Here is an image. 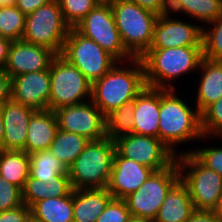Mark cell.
I'll return each mask as SVG.
<instances>
[{"label":"cell","instance_id":"cell-1","mask_svg":"<svg viewBox=\"0 0 222 222\" xmlns=\"http://www.w3.org/2000/svg\"><path fill=\"white\" fill-rule=\"evenodd\" d=\"M131 61L135 67H116L115 64L104 76L92 83L90 100L105 116L133 101L147 87L141 59L134 58Z\"/></svg>","mask_w":222,"mask_h":222},{"label":"cell","instance_id":"cell-2","mask_svg":"<svg viewBox=\"0 0 222 222\" xmlns=\"http://www.w3.org/2000/svg\"><path fill=\"white\" fill-rule=\"evenodd\" d=\"M202 58V46L149 49L140 58L146 85L151 88L175 89L169 82L199 68Z\"/></svg>","mask_w":222,"mask_h":222},{"label":"cell","instance_id":"cell-3","mask_svg":"<svg viewBox=\"0 0 222 222\" xmlns=\"http://www.w3.org/2000/svg\"><path fill=\"white\" fill-rule=\"evenodd\" d=\"M177 97L175 89H160L159 139L175 154V145L204 138L201 114Z\"/></svg>","mask_w":222,"mask_h":222},{"label":"cell","instance_id":"cell-4","mask_svg":"<svg viewBox=\"0 0 222 222\" xmlns=\"http://www.w3.org/2000/svg\"><path fill=\"white\" fill-rule=\"evenodd\" d=\"M115 152L109 137L90 141L68 169L72 189L107 188Z\"/></svg>","mask_w":222,"mask_h":222},{"label":"cell","instance_id":"cell-5","mask_svg":"<svg viewBox=\"0 0 222 222\" xmlns=\"http://www.w3.org/2000/svg\"><path fill=\"white\" fill-rule=\"evenodd\" d=\"M111 7L125 49L141 58L151 46L157 14L131 0H115Z\"/></svg>","mask_w":222,"mask_h":222},{"label":"cell","instance_id":"cell-6","mask_svg":"<svg viewBox=\"0 0 222 222\" xmlns=\"http://www.w3.org/2000/svg\"><path fill=\"white\" fill-rule=\"evenodd\" d=\"M176 157L180 180L188 187L196 211H213L222 193V176L206 168L191 153ZM188 172L184 174L185 171Z\"/></svg>","mask_w":222,"mask_h":222},{"label":"cell","instance_id":"cell-7","mask_svg":"<svg viewBox=\"0 0 222 222\" xmlns=\"http://www.w3.org/2000/svg\"><path fill=\"white\" fill-rule=\"evenodd\" d=\"M70 26L65 22L58 0L39 7L26 15L23 41L61 54Z\"/></svg>","mask_w":222,"mask_h":222},{"label":"cell","instance_id":"cell-8","mask_svg":"<svg viewBox=\"0 0 222 222\" xmlns=\"http://www.w3.org/2000/svg\"><path fill=\"white\" fill-rule=\"evenodd\" d=\"M49 73V110L55 111L65 106L84 103L86 96L91 98L92 83L61 54H56L52 59Z\"/></svg>","mask_w":222,"mask_h":222},{"label":"cell","instance_id":"cell-9","mask_svg":"<svg viewBox=\"0 0 222 222\" xmlns=\"http://www.w3.org/2000/svg\"><path fill=\"white\" fill-rule=\"evenodd\" d=\"M179 180L177 160L163 170L154 171L134 193L123 199L132 217L154 220L167 193Z\"/></svg>","mask_w":222,"mask_h":222},{"label":"cell","instance_id":"cell-10","mask_svg":"<svg viewBox=\"0 0 222 222\" xmlns=\"http://www.w3.org/2000/svg\"><path fill=\"white\" fill-rule=\"evenodd\" d=\"M61 55L91 82L104 76L118 61L95 41L70 28Z\"/></svg>","mask_w":222,"mask_h":222},{"label":"cell","instance_id":"cell-11","mask_svg":"<svg viewBox=\"0 0 222 222\" xmlns=\"http://www.w3.org/2000/svg\"><path fill=\"white\" fill-rule=\"evenodd\" d=\"M74 29L95 41L118 62H124V58L129 61L134 59L122 42L111 5L97 4Z\"/></svg>","mask_w":222,"mask_h":222},{"label":"cell","instance_id":"cell-12","mask_svg":"<svg viewBox=\"0 0 222 222\" xmlns=\"http://www.w3.org/2000/svg\"><path fill=\"white\" fill-rule=\"evenodd\" d=\"M116 151L154 171L169 167L176 155L159 139L152 136L125 134L114 139Z\"/></svg>","mask_w":222,"mask_h":222},{"label":"cell","instance_id":"cell-13","mask_svg":"<svg viewBox=\"0 0 222 222\" xmlns=\"http://www.w3.org/2000/svg\"><path fill=\"white\" fill-rule=\"evenodd\" d=\"M87 101L56 109L58 129L83 135L90 141L102 140L107 137L105 115L91 100Z\"/></svg>","mask_w":222,"mask_h":222},{"label":"cell","instance_id":"cell-14","mask_svg":"<svg viewBox=\"0 0 222 222\" xmlns=\"http://www.w3.org/2000/svg\"><path fill=\"white\" fill-rule=\"evenodd\" d=\"M11 99L36 111L49 110L51 80L49 68L11 78Z\"/></svg>","mask_w":222,"mask_h":222},{"label":"cell","instance_id":"cell-15","mask_svg":"<svg viewBox=\"0 0 222 222\" xmlns=\"http://www.w3.org/2000/svg\"><path fill=\"white\" fill-rule=\"evenodd\" d=\"M55 55L51 49L40 45L23 40L12 41L4 69L11 78L29 72L47 70Z\"/></svg>","mask_w":222,"mask_h":222},{"label":"cell","instance_id":"cell-16","mask_svg":"<svg viewBox=\"0 0 222 222\" xmlns=\"http://www.w3.org/2000/svg\"><path fill=\"white\" fill-rule=\"evenodd\" d=\"M202 46V27L177 19L157 17L149 49Z\"/></svg>","mask_w":222,"mask_h":222},{"label":"cell","instance_id":"cell-17","mask_svg":"<svg viewBox=\"0 0 222 222\" xmlns=\"http://www.w3.org/2000/svg\"><path fill=\"white\" fill-rule=\"evenodd\" d=\"M153 172V169L126 159L116 151L107 189L114 199H124L134 193Z\"/></svg>","mask_w":222,"mask_h":222},{"label":"cell","instance_id":"cell-18","mask_svg":"<svg viewBox=\"0 0 222 222\" xmlns=\"http://www.w3.org/2000/svg\"><path fill=\"white\" fill-rule=\"evenodd\" d=\"M5 150L26 151L27 128L36 110L8 100L2 107Z\"/></svg>","mask_w":222,"mask_h":222},{"label":"cell","instance_id":"cell-19","mask_svg":"<svg viewBox=\"0 0 222 222\" xmlns=\"http://www.w3.org/2000/svg\"><path fill=\"white\" fill-rule=\"evenodd\" d=\"M160 88L146 87L134 99V134L159 138Z\"/></svg>","mask_w":222,"mask_h":222},{"label":"cell","instance_id":"cell-20","mask_svg":"<svg viewBox=\"0 0 222 222\" xmlns=\"http://www.w3.org/2000/svg\"><path fill=\"white\" fill-rule=\"evenodd\" d=\"M112 199L107 188L73 189L74 222H96Z\"/></svg>","mask_w":222,"mask_h":222},{"label":"cell","instance_id":"cell-21","mask_svg":"<svg viewBox=\"0 0 222 222\" xmlns=\"http://www.w3.org/2000/svg\"><path fill=\"white\" fill-rule=\"evenodd\" d=\"M58 131V122L52 110L36 111L27 128L26 152L30 155L49 150Z\"/></svg>","mask_w":222,"mask_h":222},{"label":"cell","instance_id":"cell-22","mask_svg":"<svg viewBox=\"0 0 222 222\" xmlns=\"http://www.w3.org/2000/svg\"><path fill=\"white\" fill-rule=\"evenodd\" d=\"M194 212L188 187L179 180L167 193L154 222H187Z\"/></svg>","mask_w":222,"mask_h":222},{"label":"cell","instance_id":"cell-23","mask_svg":"<svg viewBox=\"0 0 222 222\" xmlns=\"http://www.w3.org/2000/svg\"><path fill=\"white\" fill-rule=\"evenodd\" d=\"M199 69L202 73L197 92L196 108L200 113L222 97V61L202 58Z\"/></svg>","mask_w":222,"mask_h":222},{"label":"cell","instance_id":"cell-24","mask_svg":"<svg viewBox=\"0 0 222 222\" xmlns=\"http://www.w3.org/2000/svg\"><path fill=\"white\" fill-rule=\"evenodd\" d=\"M31 222H74L73 190L63 197H50L31 208Z\"/></svg>","mask_w":222,"mask_h":222},{"label":"cell","instance_id":"cell-25","mask_svg":"<svg viewBox=\"0 0 222 222\" xmlns=\"http://www.w3.org/2000/svg\"><path fill=\"white\" fill-rule=\"evenodd\" d=\"M29 154L23 150L0 152V175L9 183L23 189L29 177Z\"/></svg>","mask_w":222,"mask_h":222},{"label":"cell","instance_id":"cell-26","mask_svg":"<svg viewBox=\"0 0 222 222\" xmlns=\"http://www.w3.org/2000/svg\"><path fill=\"white\" fill-rule=\"evenodd\" d=\"M89 142L90 140L83 135L58 129L49 150L69 169Z\"/></svg>","mask_w":222,"mask_h":222},{"label":"cell","instance_id":"cell-27","mask_svg":"<svg viewBox=\"0 0 222 222\" xmlns=\"http://www.w3.org/2000/svg\"><path fill=\"white\" fill-rule=\"evenodd\" d=\"M29 176L39 179L43 183H49L59 174H69L68 169L58 160L50 150H41L29 155Z\"/></svg>","mask_w":222,"mask_h":222},{"label":"cell","instance_id":"cell-28","mask_svg":"<svg viewBox=\"0 0 222 222\" xmlns=\"http://www.w3.org/2000/svg\"><path fill=\"white\" fill-rule=\"evenodd\" d=\"M134 100L123 104L105 116L106 134L112 140L119 136L134 133Z\"/></svg>","mask_w":222,"mask_h":222},{"label":"cell","instance_id":"cell-29","mask_svg":"<svg viewBox=\"0 0 222 222\" xmlns=\"http://www.w3.org/2000/svg\"><path fill=\"white\" fill-rule=\"evenodd\" d=\"M25 22L26 15L16 6H3L0 9V36L11 42L21 40Z\"/></svg>","mask_w":222,"mask_h":222},{"label":"cell","instance_id":"cell-30","mask_svg":"<svg viewBox=\"0 0 222 222\" xmlns=\"http://www.w3.org/2000/svg\"><path fill=\"white\" fill-rule=\"evenodd\" d=\"M184 13L206 24L216 20L222 14V0H179Z\"/></svg>","mask_w":222,"mask_h":222},{"label":"cell","instance_id":"cell-31","mask_svg":"<svg viewBox=\"0 0 222 222\" xmlns=\"http://www.w3.org/2000/svg\"><path fill=\"white\" fill-rule=\"evenodd\" d=\"M209 30L202 27L203 57L209 60L222 61V14L212 22Z\"/></svg>","mask_w":222,"mask_h":222},{"label":"cell","instance_id":"cell-32","mask_svg":"<svg viewBox=\"0 0 222 222\" xmlns=\"http://www.w3.org/2000/svg\"><path fill=\"white\" fill-rule=\"evenodd\" d=\"M65 22L74 28L96 5L94 0H58Z\"/></svg>","mask_w":222,"mask_h":222},{"label":"cell","instance_id":"cell-33","mask_svg":"<svg viewBox=\"0 0 222 222\" xmlns=\"http://www.w3.org/2000/svg\"><path fill=\"white\" fill-rule=\"evenodd\" d=\"M200 114L203 136H222V97L207 106Z\"/></svg>","mask_w":222,"mask_h":222},{"label":"cell","instance_id":"cell-34","mask_svg":"<svg viewBox=\"0 0 222 222\" xmlns=\"http://www.w3.org/2000/svg\"><path fill=\"white\" fill-rule=\"evenodd\" d=\"M22 205V190L0 175V212L16 209Z\"/></svg>","mask_w":222,"mask_h":222},{"label":"cell","instance_id":"cell-35","mask_svg":"<svg viewBox=\"0 0 222 222\" xmlns=\"http://www.w3.org/2000/svg\"><path fill=\"white\" fill-rule=\"evenodd\" d=\"M132 215L123 199H112L96 222H131Z\"/></svg>","mask_w":222,"mask_h":222},{"label":"cell","instance_id":"cell-36","mask_svg":"<svg viewBox=\"0 0 222 222\" xmlns=\"http://www.w3.org/2000/svg\"><path fill=\"white\" fill-rule=\"evenodd\" d=\"M47 183L28 177L22 189L23 204L32 207L36 202L49 198Z\"/></svg>","mask_w":222,"mask_h":222},{"label":"cell","instance_id":"cell-37","mask_svg":"<svg viewBox=\"0 0 222 222\" xmlns=\"http://www.w3.org/2000/svg\"><path fill=\"white\" fill-rule=\"evenodd\" d=\"M191 153L202 165L213 170L222 176V147L221 148H202L198 151H188Z\"/></svg>","mask_w":222,"mask_h":222},{"label":"cell","instance_id":"cell-38","mask_svg":"<svg viewBox=\"0 0 222 222\" xmlns=\"http://www.w3.org/2000/svg\"><path fill=\"white\" fill-rule=\"evenodd\" d=\"M50 197L67 196L73 189L70 183L69 174H59L47 183Z\"/></svg>","mask_w":222,"mask_h":222},{"label":"cell","instance_id":"cell-39","mask_svg":"<svg viewBox=\"0 0 222 222\" xmlns=\"http://www.w3.org/2000/svg\"><path fill=\"white\" fill-rule=\"evenodd\" d=\"M0 222H31V209L27 205L0 212Z\"/></svg>","mask_w":222,"mask_h":222},{"label":"cell","instance_id":"cell-40","mask_svg":"<svg viewBox=\"0 0 222 222\" xmlns=\"http://www.w3.org/2000/svg\"><path fill=\"white\" fill-rule=\"evenodd\" d=\"M11 88V77L5 69H0V108L11 99Z\"/></svg>","mask_w":222,"mask_h":222},{"label":"cell","instance_id":"cell-41","mask_svg":"<svg viewBox=\"0 0 222 222\" xmlns=\"http://www.w3.org/2000/svg\"><path fill=\"white\" fill-rule=\"evenodd\" d=\"M170 11L184 12L183 4L179 0H161L157 17L170 19Z\"/></svg>","mask_w":222,"mask_h":222},{"label":"cell","instance_id":"cell-42","mask_svg":"<svg viewBox=\"0 0 222 222\" xmlns=\"http://www.w3.org/2000/svg\"><path fill=\"white\" fill-rule=\"evenodd\" d=\"M52 0H17L16 7L25 15H28Z\"/></svg>","mask_w":222,"mask_h":222},{"label":"cell","instance_id":"cell-43","mask_svg":"<svg viewBox=\"0 0 222 222\" xmlns=\"http://www.w3.org/2000/svg\"><path fill=\"white\" fill-rule=\"evenodd\" d=\"M187 222H222L213 211H196L191 215Z\"/></svg>","mask_w":222,"mask_h":222},{"label":"cell","instance_id":"cell-44","mask_svg":"<svg viewBox=\"0 0 222 222\" xmlns=\"http://www.w3.org/2000/svg\"><path fill=\"white\" fill-rule=\"evenodd\" d=\"M131 1L138 4L141 8L149 10L158 15L161 6V0H131Z\"/></svg>","mask_w":222,"mask_h":222},{"label":"cell","instance_id":"cell-45","mask_svg":"<svg viewBox=\"0 0 222 222\" xmlns=\"http://www.w3.org/2000/svg\"><path fill=\"white\" fill-rule=\"evenodd\" d=\"M10 44V40L0 36V69L5 68Z\"/></svg>","mask_w":222,"mask_h":222},{"label":"cell","instance_id":"cell-46","mask_svg":"<svg viewBox=\"0 0 222 222\" xmlns=\"http://www.w3.org/2000/svg\"><path fill=\"white\" fill-rule=\"evenodd\" d=\"M3 150H5V148H4V126H3L2 111L0 108V152Z\"/></svg>","mask_w":222,"mask_h":222},{"label":"cell","instance_id":"cell-47","mask_svg":"<svg viewBox=\"0 0 222 222\" xmlns=\"http://www.w3.org/2000/svg\"><path fill=\"white\" fill-rule=\"evenodd\" d=\"M213 213L222 219V193L220 194Z\"/></svg>","mask_w":222,"mask_h":222},{"label":"cell","instance_id":"cell-48","mask_svg":"<svg viewBox=\"0 0 222 222\" xmlns=\"http://www.w3.org/2000/svg\"><path fill=\"white\" fill-rule=\"evenodd\" d=\"M17 0H0L3 6H15Z\"/></svg>","mask_w":222,"mask_h":222},{"label":"cell","instance_id":"cell-49","mask_svg":"<svg viewBox=\"0 0 222 222\" xmlns=\"http://www.w3.org/2000/svg\"><path fill=\"white\" fill-rule=\"evenodd\" d=\"M97 4L111 5L115 0H94Z\"/></svg>","mask_w":222,"mask_h":222},{"label":"cell","instance_id":"cell-50","mask_svg":"<svg viewBox=\"0 0 222 222\" xmlns=\"http://www.w3.org/2000/svg\"><path fill=\"white\" fill-rule=\"evenodd\" d=\"M131 222H154V220L132 218Z\"/></svg>","mask_w":222,"mask_h":222}]
</instances>
